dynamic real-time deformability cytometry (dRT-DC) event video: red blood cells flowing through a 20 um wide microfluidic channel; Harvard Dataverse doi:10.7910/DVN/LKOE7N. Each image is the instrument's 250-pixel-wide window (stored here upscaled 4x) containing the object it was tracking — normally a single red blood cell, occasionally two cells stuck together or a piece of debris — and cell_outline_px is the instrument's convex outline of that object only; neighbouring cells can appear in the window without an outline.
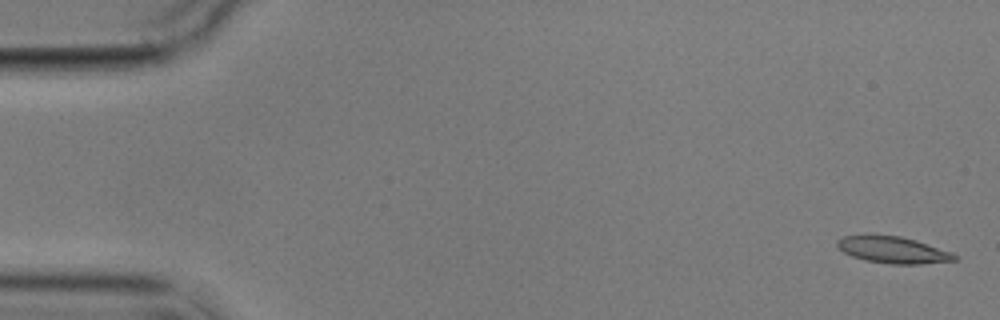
{"species": "common noctule bat (a hibernating species)", "species_latin": "Nyctalus noctula", "temperature_condition": "cold", "stored_images_in_passage": 5, "camera_frame_rate_fps": 3000, "um_per_image_px": 0.085, "animal": {"sex": "male", "body_mass_g": 17.9}, "frame": {"image": 1, "passage_image": 1, "time_ms": 0.0, "image_size_px": [1000, 320], "cell_outline_px": [[960, 256], [956, 260], [920, 264], [892, 264], [864, 260], [852, 256], [844, 252], [836, 244], [836, 240], [844, 236], [900, 236], [916, 240], [952, 252]], "centroid_in_image_um": [75.95, 21.26], "position_along_channel_um": 9.0, "area_um2": 17.98}}